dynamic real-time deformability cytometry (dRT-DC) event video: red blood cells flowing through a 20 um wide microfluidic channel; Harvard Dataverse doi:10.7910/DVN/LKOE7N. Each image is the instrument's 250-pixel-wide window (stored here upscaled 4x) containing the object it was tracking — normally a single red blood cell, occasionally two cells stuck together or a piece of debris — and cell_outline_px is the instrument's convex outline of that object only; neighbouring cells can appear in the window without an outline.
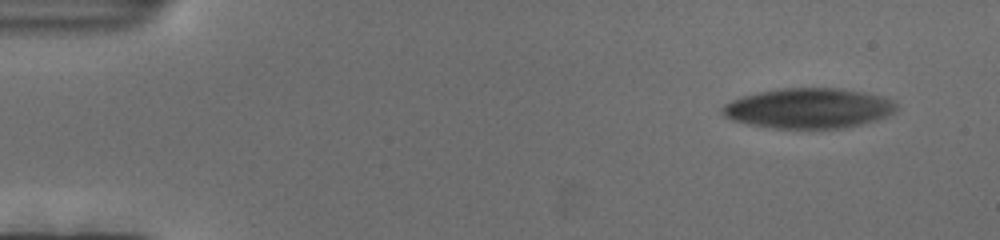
{"species": "human", "species_latin": "Homo sapiens", "temperature_condition": "cold", "stored_images_in_passage": 113, "camera_frame_rate_fps": 3000, "um_per_image_px": 0.085, "donor": {"sex": "female"}, "frame": {"image": 1, "passage_image": 1, "time_ms": 0.0, "image_size_px": [1000, 240], "cell_outline_px": [[896, 108], [892, 112], [876, 120], [836, 128], [776, 128], [752, 124], [732, 120], [724, 116], [720, 108], [724, 104], [732, 100], [744, 96], [760, 92], [784, 88], [836, 88], [860, 92], [876, 96], [888, 100], [896, 104]], "centroid_in_image_um": [68.64, 9.2], "position_along_channel_um": 16.4, "area_um2": 39.59}}
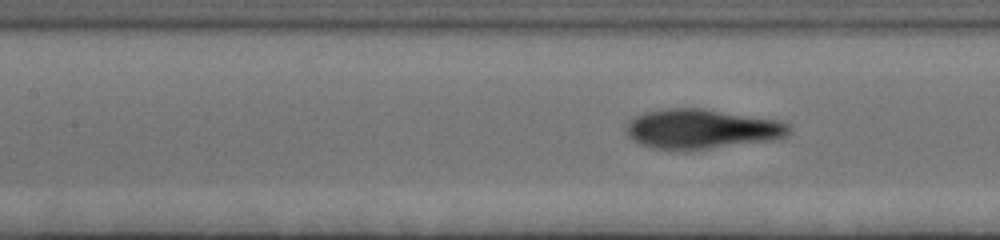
{"frame": {"image": 2, "passage_image": 46, "time_ms": 15.0, "image_size_px": [1000, 240], "cell_outline_px": [[788, 132], [784, 136], [772, 140], [688, 152], [676, 152], [652, 148], [640, 144], [632, 140], [628, 136], [628, 120], [644, 112], [660, 108], [704, 108], [776, 120], [788, 124]], "centroid_in_image_um": [59.55, 10.99], "position_along_channel_um": 147.8, "area_um2": 38.15}}
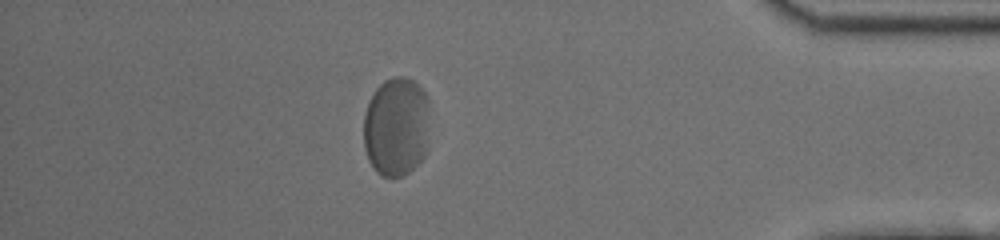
{"frame": {"image": 3, "passage_image": 98, "time_ms": 32.333, "image_size_px": [1000, 240], "cell_outline_px": [[428, 108], [424, 156], [408, 172], [400, 176], [380, 176], [376, 172], [368, 160], [364, 148], [364, 116], [368, 104], [376, 88], [384, 80], [392, 76], [404, 76], [412, 80], [428, 96]], "centroid_in_image_um": [33.65, 10.75], "position_along_channel_um": 401.6, "area_um2": 37.97}}